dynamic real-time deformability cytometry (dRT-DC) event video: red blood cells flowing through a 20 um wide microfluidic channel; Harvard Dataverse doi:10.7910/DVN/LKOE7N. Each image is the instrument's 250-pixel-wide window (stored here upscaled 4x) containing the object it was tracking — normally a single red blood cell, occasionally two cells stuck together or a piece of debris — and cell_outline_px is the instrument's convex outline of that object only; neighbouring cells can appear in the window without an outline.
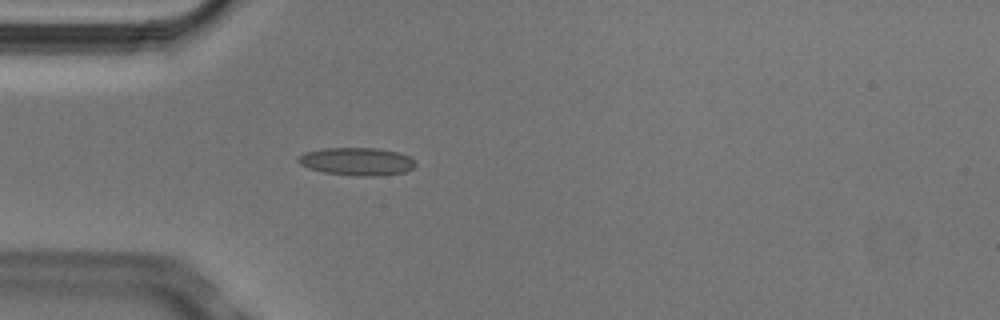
{"species": "Egyptian fruit bat (a non-hibernating species)", "species_latin": "Rousettus aegyptiacus", "temperature_condition": "cold", "stored_images_in_passage": 1, "camera_frame_rate_fps": 3000, "um_per_image_px": 0.085, "animal": {"sex": "male"}, "frame": {"image": 1, "passage_image": 1, "time_ms": 0.0, "image_size_px": [1000, 320], "cell_outline_px": [[416, 164], [412, 168], [404, 172], [372, 176], [360, 176], [324, 172], [308, 168], [300, 164], [296, 160], [304, 152], [324, 148], [376, 148], [396, 152], [408, 156]], "centroid_in_image_um": [30.29, 13.72], "position_along_channel_um": 54.7, "area_um2": 18.73}}